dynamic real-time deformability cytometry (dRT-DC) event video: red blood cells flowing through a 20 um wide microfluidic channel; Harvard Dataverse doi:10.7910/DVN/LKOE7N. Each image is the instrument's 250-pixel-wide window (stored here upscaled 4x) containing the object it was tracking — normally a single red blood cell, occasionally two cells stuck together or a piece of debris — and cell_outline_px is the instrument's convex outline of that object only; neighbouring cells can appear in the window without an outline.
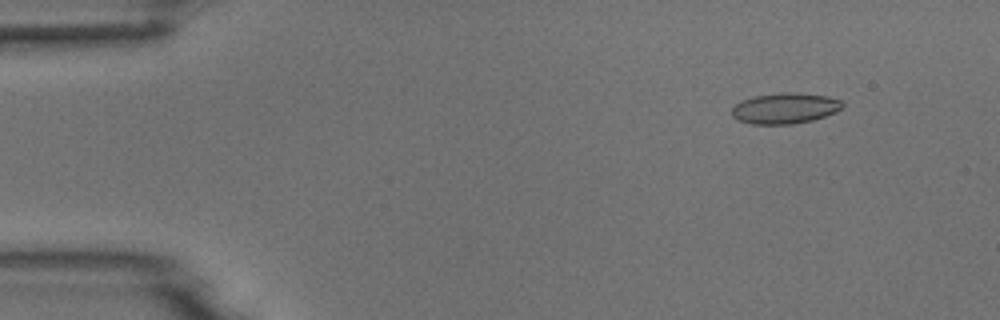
{"species": "common noctule bat (a hibernating species)", "species_latin": "Nyctalus noctula", "temperature_condition": "room temperature", "stored_images_in_passage": 4, "camera_frame_rate_fps": 3000, "um_per_image_px": 0.085, "animal": {"sex": "male", "body_mass_g": 18.8}, "frame": {"image": 1, "passage_image": 2, "time_ms": 1.0, "image_size_px": [1000, 320], "cell_outline_px": [[844, 104], [836, 112], [812, 120], [792, 124], [752, 124], [736, 120], [732, 116], [732, 108], [740, 100], [756, 96], [780, 92], [796, 92], [828, 96], [840, 100]], "centroid_in_image_um": [66.7, 9.2], "position_along_channel_um": 18.3, "area_um2": 19.88}}
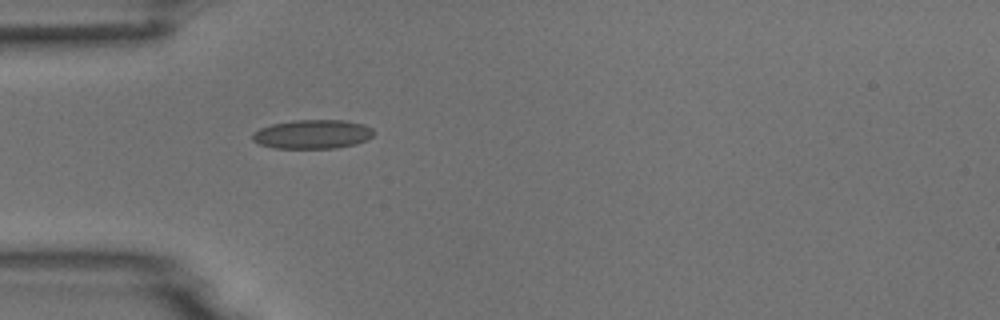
{"frame": {"image": 2, "passage_image": 4, "time_ms": 4.333, "image_size_px": [1000, 320], "cell_outline_px": [[376, 132], [368, 140], [356, 144], [336, 148], [276, 148], [260, 144], [252, 140], [252, 132], [260, 128], [272, 124], [292, 120], [344, 120], [364, 124], [372, 128]], "centroid_in_image_um": [26.59, 11.4], "position_along_channel_um": 58.4, "area_um2": 20.69}}